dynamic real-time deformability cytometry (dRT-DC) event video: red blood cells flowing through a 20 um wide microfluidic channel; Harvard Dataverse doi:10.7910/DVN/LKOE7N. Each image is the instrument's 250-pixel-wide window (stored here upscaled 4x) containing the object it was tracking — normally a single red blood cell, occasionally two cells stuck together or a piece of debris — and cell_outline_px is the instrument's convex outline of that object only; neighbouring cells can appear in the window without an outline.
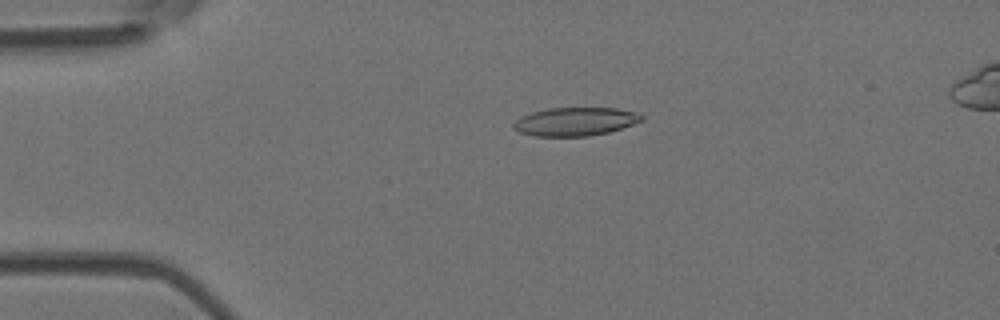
{"species": "Egyptian fruit bat (a non-hibernating species)", "species_latin": "Rousettus aegyptiacus", "temperature_condition": "room temperature", "stored_images_in_passage": 45, "segment_of_instrument_passage": [1, 2], "camera_frame_rate_fps": 3000, "um_per_image_px": 0.085, "animal": {"sex": "female"}, "frame": {"image": 1, "passage_image": 3, "time_ms": 0.667, "image_size_px": [1000, 320], "cell_outline_px": [[644, 120], [608, 132], [588, 136], [532, 136], [520, 132], [512, 128], [512, 124], [520, 116], [532, 112], [548, 108], [616, 108], [636, 112], [644, 116]], "centroid_in_image_um": [48.86, 10.33], "position_along_channel_um": 36.1, "area_um2": 21.21}}
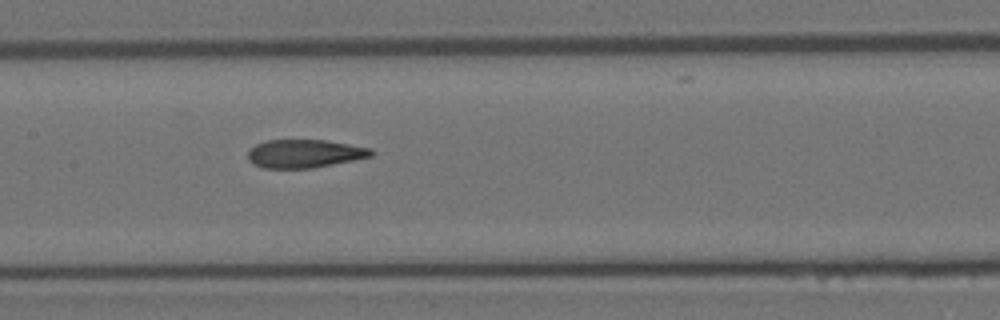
{"frame": {"image": 2, "passage_image": 17, "time_ms": 5.333, "image_size_px": [1000, 320], "cell_outline_px": [[372, 156], [312, 168], [264, 168], [252, 164], [248, 160], [248, 148], [256, 144], [268, 140], [324, 140], [372, 148]], "centroid_in_image_um": [25.83, 13.05], "position_along_channel_um": 181.6, "area_um2": 20.23}}
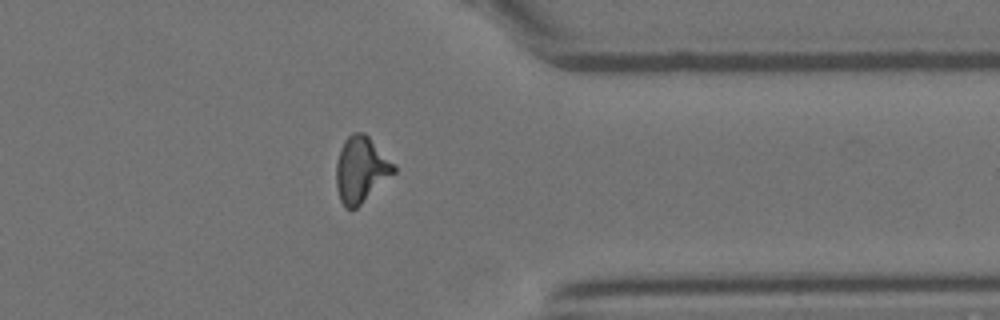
{"frame": {"image": 3, "passage_image": 33, "time_ms": 10.667, "image_size_px": [1000, 320], "cell_outline_px": [[396, 172], [356, 208], [344, 208], [340, 200], [336, 188], [336, 164], [340, 148], [344, 140], [352, 132], [364, 132], [396, 164]], "centroid_in_image_um": [30.68, 14.4], "position_along_channel_um": 380.7, "area_um2": 22.25}}